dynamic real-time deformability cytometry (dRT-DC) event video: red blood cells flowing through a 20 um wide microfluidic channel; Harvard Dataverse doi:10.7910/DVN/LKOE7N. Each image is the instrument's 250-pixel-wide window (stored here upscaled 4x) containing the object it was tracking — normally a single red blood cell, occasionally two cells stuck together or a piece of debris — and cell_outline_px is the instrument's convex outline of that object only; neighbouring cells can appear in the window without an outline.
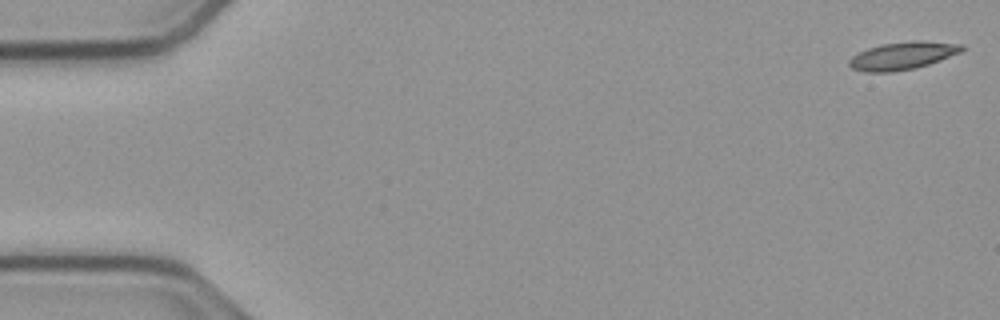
{"species": "common noctule bat (a hibernating species)", "species_latin": "Nyctalus noctula", "temperature_condition": "cold", "stored_images_in_passage": 54, "camera_frame_rate_fps": 3000, "um_per_image_px": 0.085, "animal": {"sex": "male", "body_mass_g": 23.1, "forearm_length_mm": 52.7}, "frame": {"image": 1, "passage_image": 1, "time_ms": 0.0, "image_size_px": [1000, 320], "cell_outline_px": [[964, 48], [960, 52], [940, 60], [916, 68], [892, 72], [864, 72], [852, 68], [848, 64], [848, 60], [852, 56], [868, 48], [880, 44], [912, 40], [924, 40], [964, 44]], "centroid_in_image_um": [76.72, 4.72], "position_along_channel_um": 8.3, "area_um2": 18.32}}
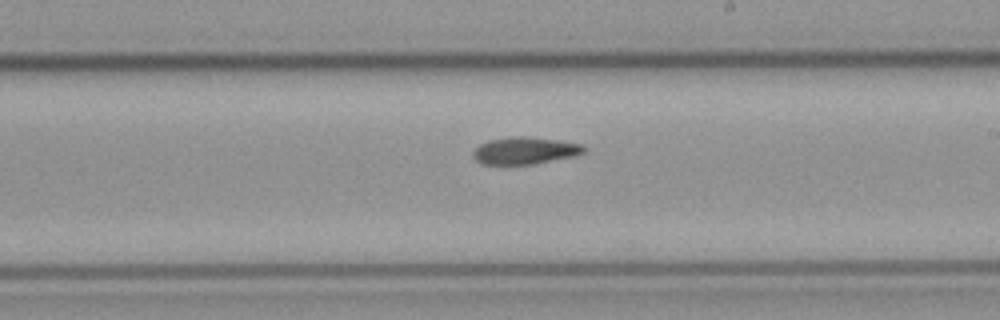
{"frame": {"image": 2, "passage_image": 31, "time_ms": 10.0, "image_size_px": [1000, 320], "cell_outline_px": [[584, 152], [576, 156], [532, 164], [484, 164], [476, 160], [472, 156], [472, 152], [480, 144], [492, 140], [508, 136], [528, 136], [584, 144]], "centroid_in_image_um": [44.63, 12.8], "position_along_channel_um": 244.4, "area_um2": 17.46}}
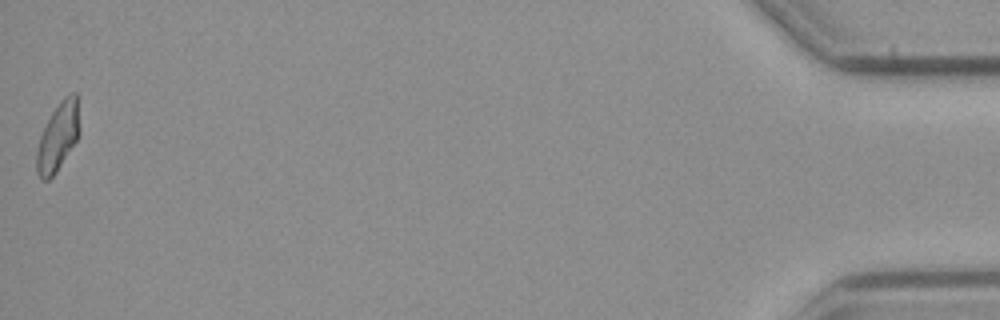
{"frame": {"image": 3, "passage_image": 54, "time_ms": 17.667, "image_size_px": [1000, 320], "cell_outline_px": [[80, 132], [76, 140], [56, 172], [48, 180], [40, 180], [36, 172], [36, 152], [40, 136], [52, 112], [60, 100], [64, 96], [72, 92], [76, 92], [80, 96]], "centroid_in_image_um": [4.97, 11.56], "position_along_channel_um": 430.2, "area_um2": 17.46}, "authors_computed_cell_mechanics": {"area_um2": 17.629, "velocity_mm_per_s": 3.777, "shape_relaxation_time_tau1_ms": 8.6977, "shape_relaxation_time_tau2_ms": null, "deformation_change_tau1": 0.192, "deformation_change_tau2": null}}